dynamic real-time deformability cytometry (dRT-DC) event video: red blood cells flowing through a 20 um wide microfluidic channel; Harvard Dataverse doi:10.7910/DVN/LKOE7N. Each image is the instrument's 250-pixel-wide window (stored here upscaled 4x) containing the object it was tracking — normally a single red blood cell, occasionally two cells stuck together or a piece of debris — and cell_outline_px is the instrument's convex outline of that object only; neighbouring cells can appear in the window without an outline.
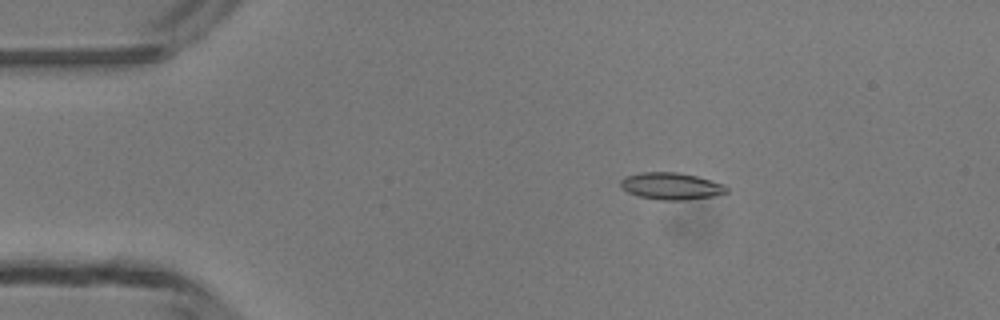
{"species": "common noctule bat (a hibernating species)", "species_latin": "Nyctalus noctula", "temperature_condition": "room temperature", "stored_images_in_passage": 49, "camera_frame_rate_fps": 3000, "um_per_image_px": 0.085, "animal": {"sex": "male", "body_mass_g": 13.3}, "frame": {"image": 1, "passage_image": 9, "time_ms": 2.667, "image_size_px": [1000, 320], "cell_outline_px": [[728, 192], [716, 196], [684, 200], [660, 200], [640, 196], [628, 192], [620, 188], [620, 180], [624, 176], [640, 172], [676, 172], [696, 176], [712, 180], [724, 184], [728, 188]], "centroid_in_image_um": [57.05, 15.81], "position_along_channel_um": 28.0, "area_um2": 16.82}}
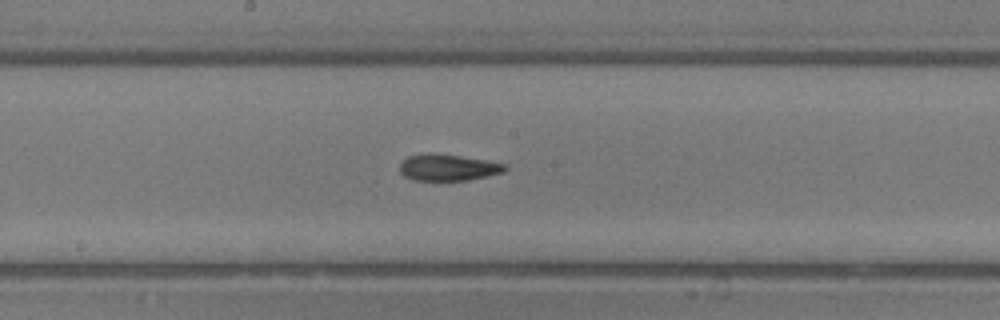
{"frame": {"image": 2, "passage_image": 26, "time_ms": 8.333, "image_size_px": [1000, 320], "cell_outline_px": [[508, 168], [504, 172], [468, 180], [412, 180], [404, 176], [400, 172], [400, 164], [408, 156], [436, 152], [508, 164]], "centroid_in_image_um": [38.09, 14.23], "position_along_channel_um": 210.1, "area_um2": 16.24}}
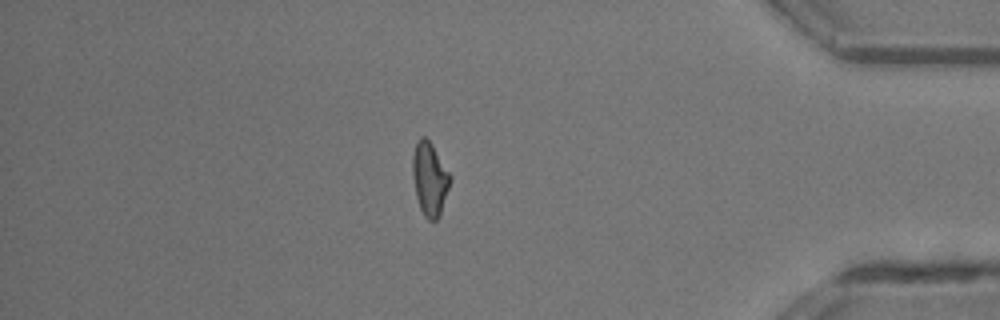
{"frame": {"image": 3, "passage_image": 42, "time_ms": 13.667, "image_size_px": [1000, 320], "cell_outline_px": [[452, 180], [440, 216], [436, 220], [428, 220], [424, 216], [420, 208], [416, 196], [412, 176], [412, 156], [416, 144], [420, 136], [424, 136], [432, 144], [452, 176]], "centroid_in_image_um": [36.54, 15.22], "position_along_channel_um": 398.7, "area_um2": 16.3}, "authors_computed_cell_mechanics": {"area_um2": 16.2418, "velocity_mm_per_s": 4.2427, "shape_relaxation_time_tau1_ms": null, "shape_relaxation_time_tau2_ms": 3.7505, "deformation_change_tau1": null, "deformation_change_tau2": 0.1084}}